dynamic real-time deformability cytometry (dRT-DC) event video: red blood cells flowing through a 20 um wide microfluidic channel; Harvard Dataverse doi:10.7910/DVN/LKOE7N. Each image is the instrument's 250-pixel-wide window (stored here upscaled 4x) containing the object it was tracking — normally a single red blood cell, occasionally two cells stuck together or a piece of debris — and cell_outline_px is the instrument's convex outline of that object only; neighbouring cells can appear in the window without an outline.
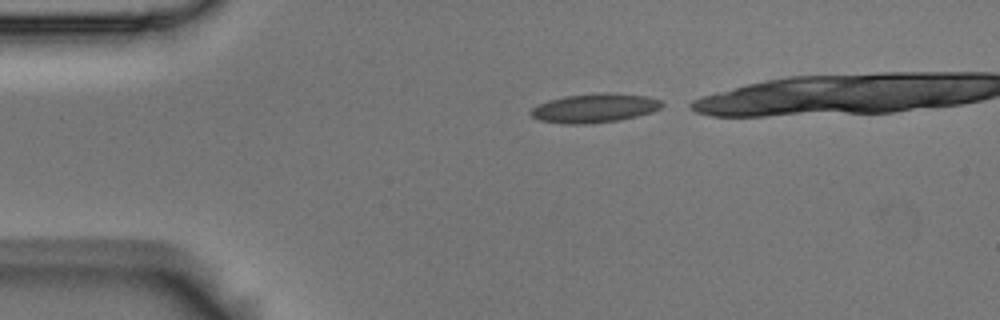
{"species": "Egyptian fruit bat (a non-hibernating species)", "species_latin": "Rousettus aegyptiacus", "temperature_condition": "room temperature", "stored_images_in_passage": 3, "camera_frame_rate_fps": 3000, "um_per_image_px": 0.085, "animal": {"sex": "male"}, "frame": {"image": 1, "passage_image": 1, "time_ms": 0.0, "image_size_px": [1000, 320], "cell_outline_px": [[664, 104], [660, 108], [652, 112], [620, 120], [584, 124], [564, 124], [540, 120], [532, 116], [528, 112], [536, 104], [548, 100], [564, 96], [604, 92], [608, 92], [648, 96], [660, 100]], "centroid_in_image_um": [50.52, 9.18], "position_along_channel_um": 34.5, "area_um2": 22.31}}